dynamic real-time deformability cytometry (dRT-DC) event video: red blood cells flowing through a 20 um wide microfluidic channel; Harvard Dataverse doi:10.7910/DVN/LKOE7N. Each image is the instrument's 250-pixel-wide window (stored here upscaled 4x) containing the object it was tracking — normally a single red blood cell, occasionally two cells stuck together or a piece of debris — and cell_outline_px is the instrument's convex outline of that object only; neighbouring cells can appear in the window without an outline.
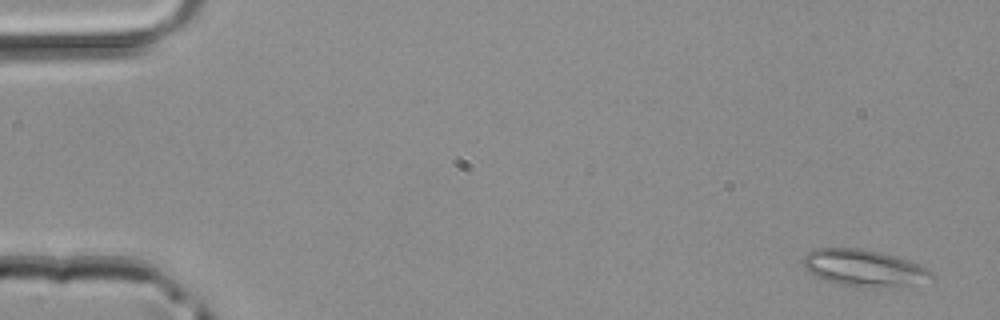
{"species": "common noctule bat (a hibernating species)", "species_latin": "Nyctalus noctula", "temperature_condition": "room temperature", "stored_images_in_passage": 5, "segment_of_instrument_passage": [1, 2], "camera_frame_rate_fps": 3000, "um_per_image_px": 0.085, "animal": {"sex": "male", "body_mass_g": 20.4}, "frame": {"image": 1, "passage_image": 1, "time_ms": 0.0, "image_size_px": [1000, 320], "cell_outline_px": [[936, 276], [908, 288], [864, 288], [832, 284], [816, 276], [804, 268], [804, 256], [808, 252], [820, 248], [860, 248], [880, 252], [896, 256], [908, 260], [932, 272]], "centroid_in_image_um": [73.47, 22.83], "position_along_channel_um": 11.5, "area_um2": 28.09}}